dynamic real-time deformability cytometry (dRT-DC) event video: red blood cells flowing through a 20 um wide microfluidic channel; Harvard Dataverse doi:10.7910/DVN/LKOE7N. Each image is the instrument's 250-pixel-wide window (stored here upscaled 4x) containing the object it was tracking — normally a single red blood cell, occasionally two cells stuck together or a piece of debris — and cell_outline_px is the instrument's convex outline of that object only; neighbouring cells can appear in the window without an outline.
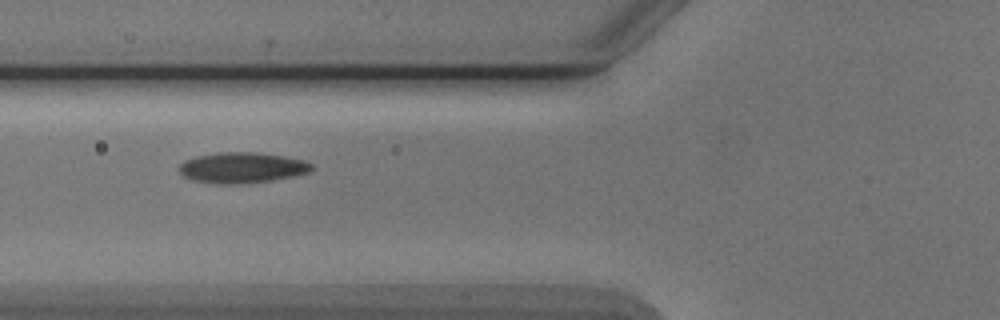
{"species": "Egyptian fruit bat (a non-hibernating species)", "species_latin": "Rousettus aegyptiacus", "temperature_condition": "cold", "stored_images_in_passage": 6, "camera_frame_rate_fps": 3000, "um_per_image_px": 0.085, "animal": {"sex": "male"}, "frame": {"image": 1, "passage_image": 4, "time_ms": 3.667, "image_size_px": [1000, 320], "cell_outline_px": [[312, 168], [308, 172], [292, 176], [272, 180], [240, 184], [216, 184], [192, 180], [184, 176], [180, 172], [180, 164], [184, 160], [196, 156], [220, 152], [256, 152], [284, 156], [304, 160], [312, 164]], "centroid_in_image_um": [20.55, 14.25], "position_along_channel_um": 105.3, "area_um2": 23.64}}
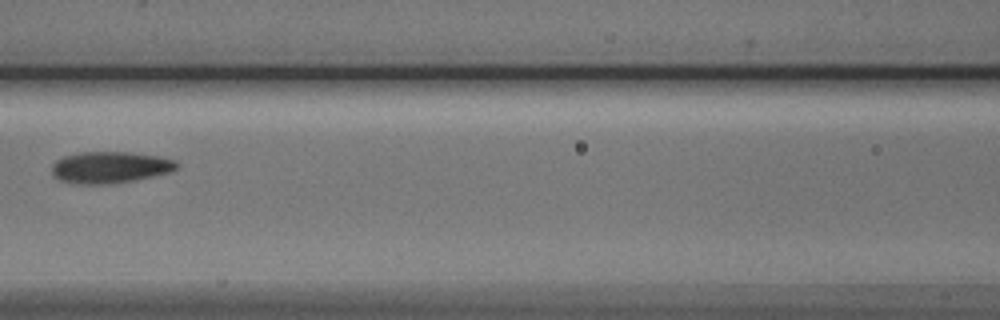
{"frame": {"image": 2, "passage_image": 5, "time_ms": 5.0, "image_size_px": [1000, 320], "cell_outline_px": [[180, 164], [176, 168], [168, 172], [136, 180], [112, 184], [68, 184], [52, 176], [52, 164], [56, 160], [64, 156], [80, 152], [128, 152], [156, 156], [176, 160]], "centroid_in_image_um": [9.3, 14.23], "position_along_channel_um": 157.3, "area_um2": 23.18}}
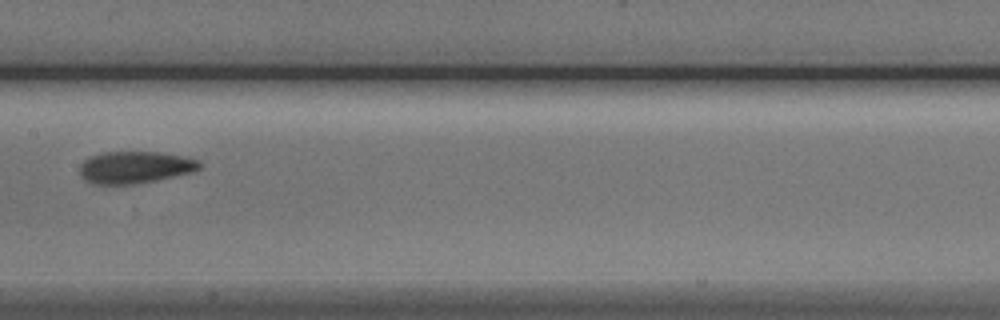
{"frame": {"image": 3, "passage_image": 6, "time_ms": 6.0, "image_size_px": [1000, 320], "cell_outline_px": [[200, 168], [188, 172], [156, 180], [132, 184], [92, 184], [80, 176], [80, 164], [88, 156], [104, 152], [160, 152], [200, 160]], "centroid_in_image_um": [11.4, 14.21], "position_along_channel_um": 196.0, "area_um2": 22.14}}